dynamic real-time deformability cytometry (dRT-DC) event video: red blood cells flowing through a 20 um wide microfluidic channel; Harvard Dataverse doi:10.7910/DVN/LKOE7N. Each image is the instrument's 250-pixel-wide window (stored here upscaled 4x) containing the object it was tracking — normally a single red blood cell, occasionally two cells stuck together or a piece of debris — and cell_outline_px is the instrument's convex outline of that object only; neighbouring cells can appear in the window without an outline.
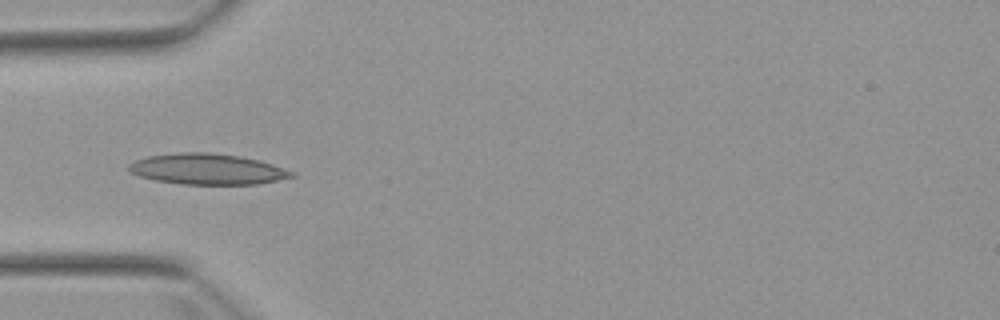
{"species": "Egyptian fruit bat (a non-hibernating species)", "species_latin": "Rousettus aegyptiacus", "temperature_condition": "warm", "stored_images_in_passage": 1, "camera_frame_rate_fps": 3000, "um_per_image_px": 0.085, "animal": {"sex": "female"}, "frame": {"image": 1, "passage_image": 1, "time_ms": 0.0, "image_size_px": [1000, 320], "cell_outline_px": [[296, 176], [256, 184], [180, 184], [156, 180], [140, 176], [132, 172], [128, 168], [128, 164], [136, 160], [148, 156], [176, 152], [208, 152], [240, 156], [260, 160], [296, 172]], "centroid_in_image_um": [17.64, 14.36], "position_along_channel_um": 67.4, "area_um2": 29.19}}